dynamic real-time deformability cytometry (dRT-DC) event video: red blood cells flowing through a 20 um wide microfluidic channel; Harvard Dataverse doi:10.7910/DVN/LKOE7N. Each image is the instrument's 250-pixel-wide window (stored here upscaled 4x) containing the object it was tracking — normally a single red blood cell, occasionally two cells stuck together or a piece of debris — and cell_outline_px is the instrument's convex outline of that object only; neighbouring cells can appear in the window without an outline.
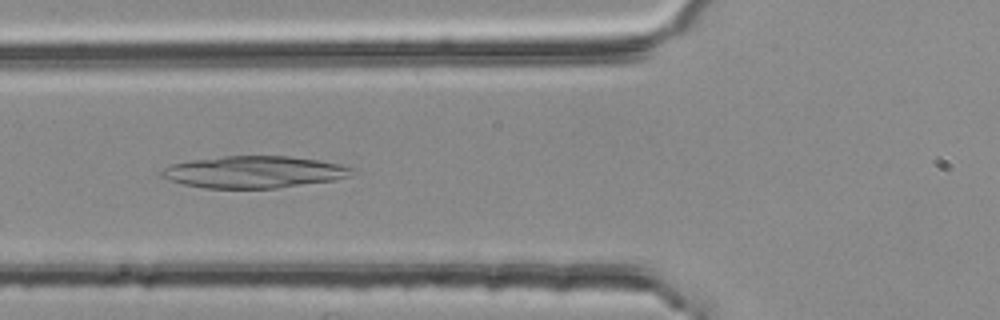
{"species": "common noctule bat (a hibernating species)", "species_latin": "Nyctalus noctula", "temperature_condition": "room temperature", "stored_images_in_passage": 39, "camera_frame_rate_fps": 3000, "um_per_image_px": 0.085, "animal": {"sex": "female", "body_mass_g": 25.1}, "frame": {"image": 1, "passage_image": 6, "time_ms": 1.667, "image_size_px": [1000, 320], "cell_outline_px": [[356, 172], [352, 176], [332, 180], [276, 188], [204, 188], [184, 184], [168, 180], [160, 176], [160, 172], [164, 168], [172, 164], [188, 160], [224, 156], [288, 156], [320, 160], [340, 164], [356, 168]], "centroid_in_image_um": [21.61, 14.61], "position_along_channel_um": 104.2, "area_um2": 35.6}}
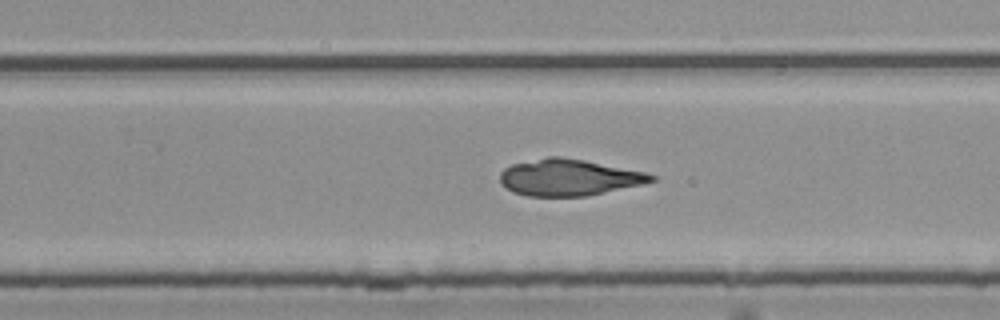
{"frame": {"image": 2, "passage_image": 20, "time_ms": 6.333, "image_size_px": [1000, 320], "cell_outline_px": [[656, 180], [640, 184], [588, 196], [528, 196], [512, 192], [500, 184], [500, 172], [504, 168], [512, 164], [548, 156], [560, 156], [584, 160], [644, 172], [656, 176]], "centroid_in_image_um": [48.29, 15.08], "position_along_channel_um": 281.5, "area_um2": 32.02}}
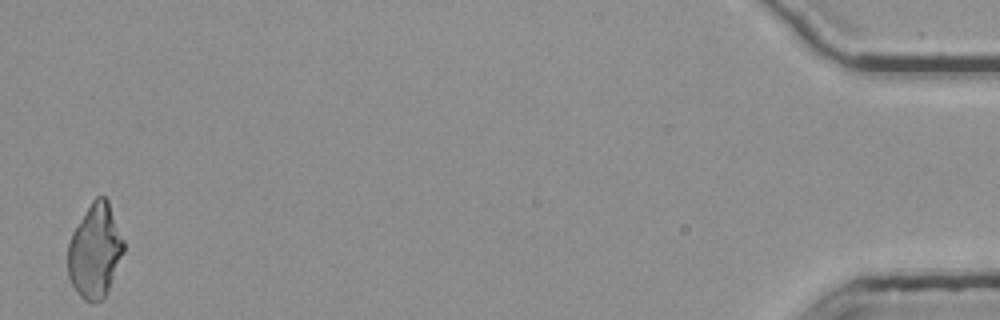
{"frame": {"image": 3, "passage_image": 39, "time_ms": 12.667, "image_size_px": [1000, 320], "cell_outline_px": [[124, 252], [108, 292], [104, 300], [92, 304], [84, 300], [76, 292], [68, 276], [68, 244], [72, 232], [92, 200], [96, 196], [104, 196], [108, 200], [124, 240]], "centroid_in_image_um": [8.08, 21.37], "position_along_channel_um": 427.1, "area_um2": 30.87}}